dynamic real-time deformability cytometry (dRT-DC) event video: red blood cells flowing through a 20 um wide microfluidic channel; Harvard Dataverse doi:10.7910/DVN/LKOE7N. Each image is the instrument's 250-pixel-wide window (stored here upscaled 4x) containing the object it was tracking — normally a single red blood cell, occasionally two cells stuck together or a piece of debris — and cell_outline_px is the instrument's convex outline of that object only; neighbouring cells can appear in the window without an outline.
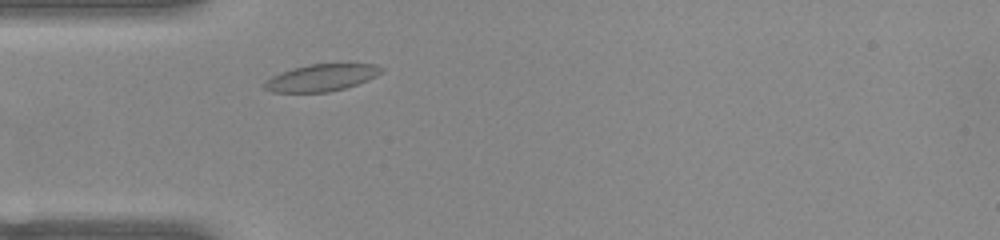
{"species": "common noctule bat (a hibernating species)", "species_latin": "Nyctalus noctula", "temperature_condition": "warm", "stored_images_in_passage": 42, "camera_frame_rate_fps": 3000, "um_per_image_px": 0.085, "animal": {"sex": "female", "body_mass_g": 22.0, "forearm_length_mm": 56.7}, "frame": {"image": 1, "passage_image": 5, "time_ms": 1.333, "image_size_px": [1000, 240], "cell_outline_px": [[384, 68], [376, 76], [356, 84], [344, 88], [328, 92], [272, 92], [264, 88], [260, 84], [264, 80], [280, 72], [292, 68], [308, 64], [344, 60], [376, 64]], "centroid_in_image_um": [27.34, 6.54], "position_along_channel_um": 57.7, "area_um2": 19.36}}
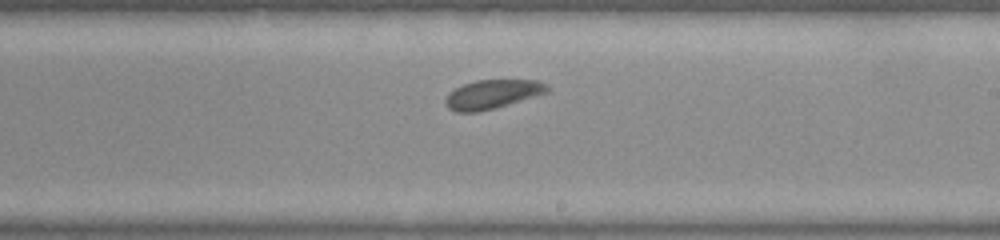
{"frame": {"image": 2, "passage_image": 20, "time_ms": 6.333, "image_size_px": [1000, 240], "cell_outline_px": [[548, 92], [496, 108], [480, 112], [456, 112], [448, 108], [444, 104], [444, 100], [448, 92], [464, 84], [476, 80], [536, 80], [548, 84]], "centroid_in_image_um": [41.82, 8.02], "position_along_channel_um": 247.2, "area_um2": 17.28}}
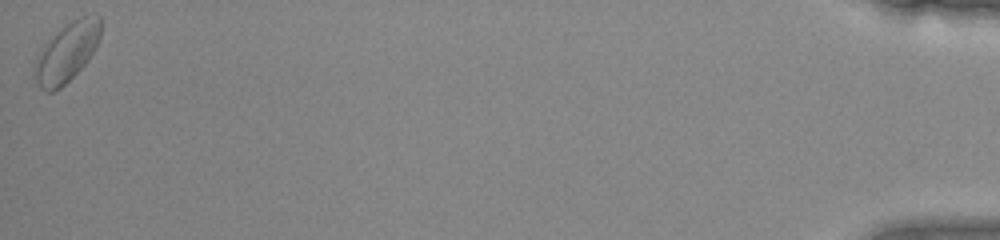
{"frame": {"image": 3, "passage_image": 42, "time_ms": 13.667, "image_size_px": [1000, 240], "cell_outline_px": [[100, 36], [96, 48], [88, 60], [60, 88], [52, 92], [44, 92], [40, 88], [36, 80], [32, 68], [36, 56], [40, 48], [56, 32], [72, 20], [80, 16], [96, 12], [100, 16]], "centroid_in_image_um": [5.66, 4.42], "position_along_channel_um": 429.5, "area_um2": 23.0}, "authors_computed_cell_mechanics": {"area_um2": 18.3226, "velocity_mm_per_s": 3.8603, "shape_relaxation_time_tau1_ms": 3.1487, "shape_relaxation_time_tau2_ms": 3.6662, "deformation_change_tau1": 0.042, "deformation_change_tau2": 0.0539}}